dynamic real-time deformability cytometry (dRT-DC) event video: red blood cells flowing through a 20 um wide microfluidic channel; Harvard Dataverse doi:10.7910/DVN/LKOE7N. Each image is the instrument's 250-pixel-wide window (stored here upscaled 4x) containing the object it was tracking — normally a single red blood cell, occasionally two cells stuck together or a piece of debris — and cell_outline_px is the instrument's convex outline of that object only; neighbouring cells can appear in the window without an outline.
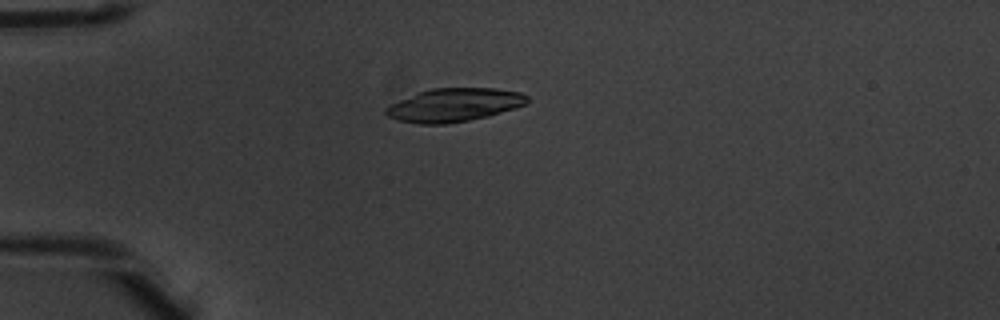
{"species": "common noctule bat (a hibernating species)", "species_latin": "Nyctalus noctula", "temperature_condition": "warm", "stored_images_in_passage": 3, "camera_frame_rate_fps": 3000, "um_per_image_px": 0.085, "animal": {"sex": "male", "body_mass_g": 20.1, "forearm_length_mm": 53.5}, "frame": {"image": 1, "passage_image": 1, "time_ms": 0.0, "image_size_px": [1000, 320], "cell_outline_px": [[528, 100], [524, 104], [516, 108], [488, 116], [448, 124], [420, 124], [396, 120], [388, 116], [384, 112], [384, 108], [400, 100], [420, 92], [432, 88], [496, 88], [520, 92], [528, 96]], "centroid_in_image_um": [38.6, 8.93], "position_along_channel_um": 46.4, "area_um2": 27.34}}